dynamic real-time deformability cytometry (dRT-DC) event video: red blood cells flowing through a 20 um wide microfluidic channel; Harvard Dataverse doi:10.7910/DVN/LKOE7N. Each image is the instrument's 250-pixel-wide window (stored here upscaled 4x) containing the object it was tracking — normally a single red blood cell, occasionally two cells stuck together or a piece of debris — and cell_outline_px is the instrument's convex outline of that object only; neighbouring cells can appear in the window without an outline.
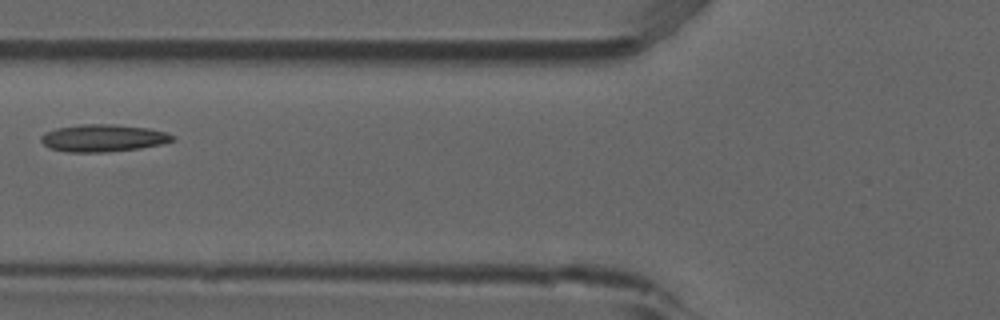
{"species": "common noctule bat (a hibernating species)", "species_latin": "Nyctalus noctula", "temperature_condition": "room temperature", "stored_images_in_passage": 5, "camera_frame_rate_fps": 3000, "um_per_image_px": 0.085, "animal": {"sex": "male", "forearm_length_mm": 52.5}, "frame": {"image": 1, "passage_image": 5, "time_ms": 1.333, "image_size_px": [1000, 320], "cell_outline_px": [[176, 140], [160, 144], [140, 148], [104, 152], [68, 152], [48, 148], [40, 140], [40, 136], [44, 132], [56, 128], [80, 124], [112, 124], [148, 128], [168, 132], [176, 136]], "centroid_in_image_um": [8.76, 11.73], "position_along_channel_um": 117.0, "area_um2": 21.1}}